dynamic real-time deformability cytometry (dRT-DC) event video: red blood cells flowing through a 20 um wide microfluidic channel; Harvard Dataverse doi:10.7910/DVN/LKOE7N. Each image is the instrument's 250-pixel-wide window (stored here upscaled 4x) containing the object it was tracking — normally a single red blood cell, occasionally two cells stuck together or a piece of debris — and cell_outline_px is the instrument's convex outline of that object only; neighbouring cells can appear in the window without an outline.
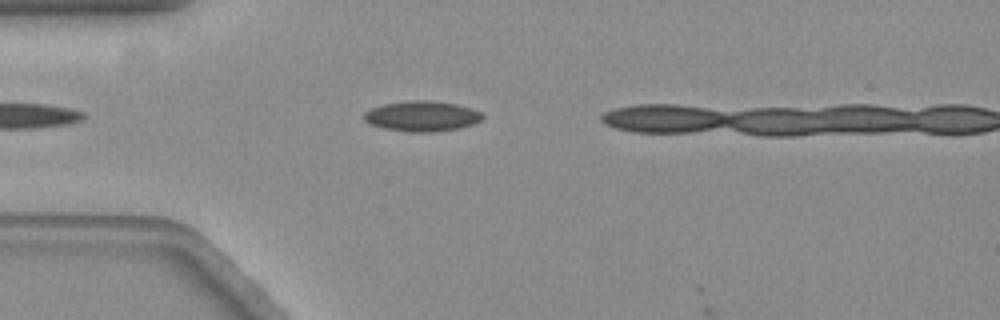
{"species": "common noctule bat (a hibernating species)", "species_latin": "Nyctalus noctula", "temperature_condition": "warm", "stored_images_in_passage": 3, "camera_frame_rate_fps": 3000, "um_per_image_px": 0.085, "animal": {"sex": "female", "body_mass_g": 19.3, "forearm_length_mm": 54.1}, "frame": {"image": 1, "passage_image": 2, "time_ms": 0.333, "image_size_px": [1000, 320], "cell_outline_px": [[484, 116], [480, 120], [472, 124], [460, 128], [432, 132], [408, 132], [384, 128], [372, 124], [364, 120], [364, 112], [372, 108], [384, 104], [412, 100], [432, 100], [456, 104], [472, 108], [480, 112]], "centroid_in_image_um": [35.88, 9.87], "position_along_channel_um": 49.1, "area_um2": 20.87}}